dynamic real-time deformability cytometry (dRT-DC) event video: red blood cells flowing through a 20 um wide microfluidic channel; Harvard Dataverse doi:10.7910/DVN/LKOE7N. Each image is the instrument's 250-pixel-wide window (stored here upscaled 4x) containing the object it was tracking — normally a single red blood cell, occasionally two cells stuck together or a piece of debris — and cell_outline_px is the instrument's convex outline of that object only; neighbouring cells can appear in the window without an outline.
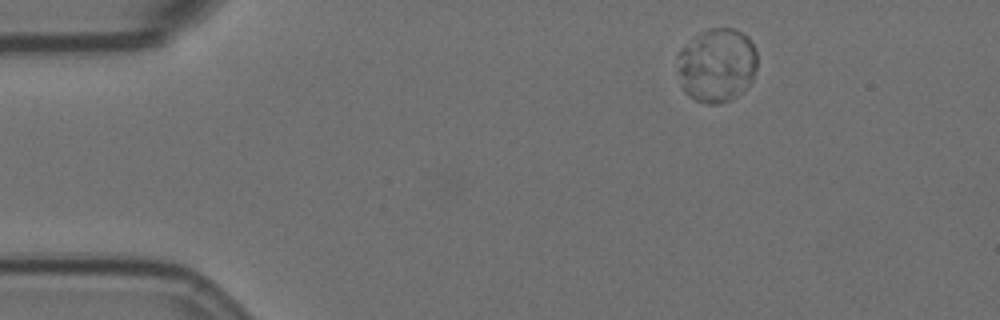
{"species": "Egyptian fruit bat (a non-hibernating species)", "species_latin": "Rousettus aegyptiacus", "temperature_condition": "room temperature", "stored_images_in_passage": 9, "camera_frame_rate_fps": 3000, "um_per_image_px": 0.085, "animal": {"sex": "female"}, "frame": {"image": 1, "passage_image": 1, "time_ms": 0.0, "image_size_px": [1000, 320], "cell_outline_px": [[756, 68], [752, 80], [748, 88], [744, 92], [732, 100], [720, 104], [708, 104], [696, 100], [688, 96], [684, 92], [680, 72], [680, 48], [708, 28], [736, 28], [748, 36], [756, 52]], "centroid_in_image_um": [60.99, 5.56], "position_along_channel_um": 24.0, "area_um2": 34.28}}
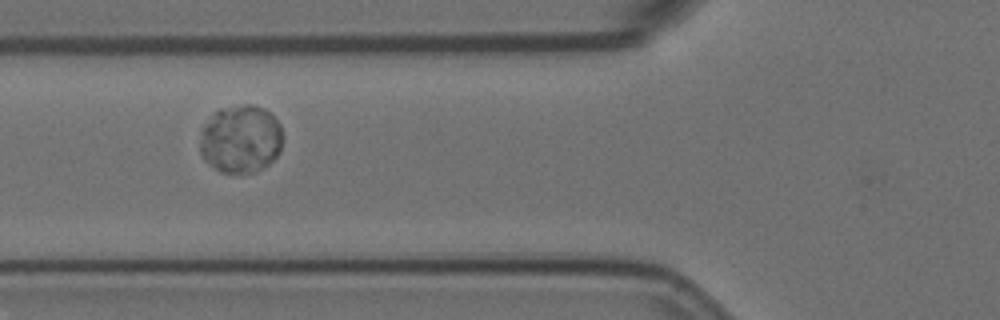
{"frame": {"image": 2, "passage_image": 4, "time_ms": 4.333, "image_size_px": [1000, 320], "cell_outline_px": [[280, 152], [268, 164], [256, 172], [220, 172], [208, 164], [204, 160], [200, 152], [200, 144], [204, 124], [212, 112], [220, 108], [244, 104], [252, 104], [264, 108], [280, 124]], "centroid_in_image_um": [20.42, 11.8], "position_along_channel_um": 105.4, "area_um2": 32.71}}
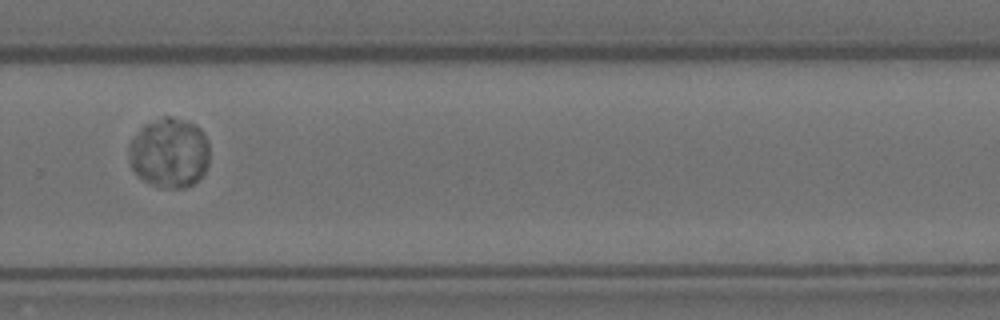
{"frame": {"image": 3, "passage_image": 9, "time_ms": 10.333, "image_size_px": [1000, 320], "cell_outline_px": [[208, 164], [204, 172], [192, 184], [184, 188], [164, 188], [152, 184], [144, 180], [132, 168], [128, 160], [128, 144], [140, 128], [144, 124], [164, 116], [168, 116], [196, 124], [204, 132], [208, 140]], "centroid_in_image_um": [14.38, 12.97], "position_along_channel_um": 315.4, "area_um2": 32.95}}